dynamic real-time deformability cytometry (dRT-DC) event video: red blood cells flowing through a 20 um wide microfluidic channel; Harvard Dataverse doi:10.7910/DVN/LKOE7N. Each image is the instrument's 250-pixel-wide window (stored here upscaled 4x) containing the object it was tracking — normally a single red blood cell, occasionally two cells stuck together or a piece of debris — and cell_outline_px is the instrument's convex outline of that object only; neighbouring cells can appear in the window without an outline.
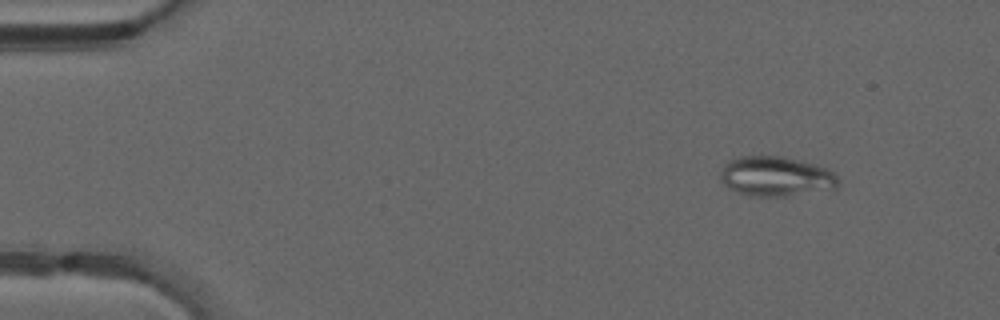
{"species": "common noctule bat (a hibernating species)", "species_latin": "Nyctalus noctula", "temperature_condition": "warm", "stored_images_in_passage": 49, "segment_of_instrument_passage": [1, 2], "camera_frame_rate_fps": 3000, "um_per_image_px": 0.085, "animal": {"sex": "male", "forearm_length_mm": 52.5}, "frame": {"image": 1, "passage_image": 6, "time_ms": 1.667, "image_size_px": [1000, 320], "cell_outline_px": [[840, 180], [836, 188], [788, 196], [752, 196], [728, 188], [720, 180], [720, 172], [724, 164], [728, 160], [740, 156], [784, 156], [800, 160], [828, 168], [836, 172]], "centroid_in_image_um": [65.97, 14.98], "position_along_channel_um": 19.0, "area_um2": 27.63}}